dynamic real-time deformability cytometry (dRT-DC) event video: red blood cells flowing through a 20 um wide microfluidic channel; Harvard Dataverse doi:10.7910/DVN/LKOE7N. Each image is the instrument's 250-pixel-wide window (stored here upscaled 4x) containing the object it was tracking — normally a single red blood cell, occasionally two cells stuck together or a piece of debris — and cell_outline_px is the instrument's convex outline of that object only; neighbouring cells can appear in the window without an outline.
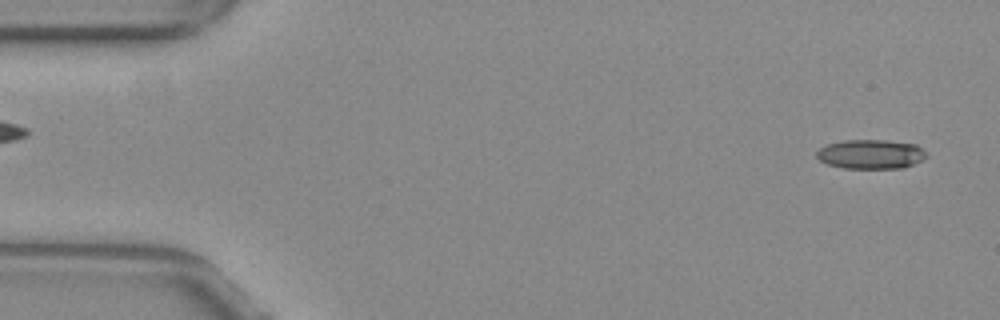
{"species": "common noctule bat (a hibernating species)", "species_latin": "Nyctalus noctula", "temperature_condition": "warm", "stored_images_in_passage": 49, "camera_frame_rate_fps": 3000, "um_per_image_px": 0.085, "animal": {"sex": "female", "body_mass_g": 29.2, "forearm_length_mm": 56.3}, "frame": {"image": 1, "passage_image": 2, "time_ms": 0.333, "image_size_px": [1000, 320], "cell_outline_px": [[928, 156], [904, 168], [844, 168], [828, 164], [820, 160], [816, 156], [816, 152], [820, 148], [828, 144], [844, 140], [884, 140], [916, 144]], "centroid_in_image_um": [74.0, 13.1], "position_along_channel_um": 11.0, "area_um2": 18.55}}
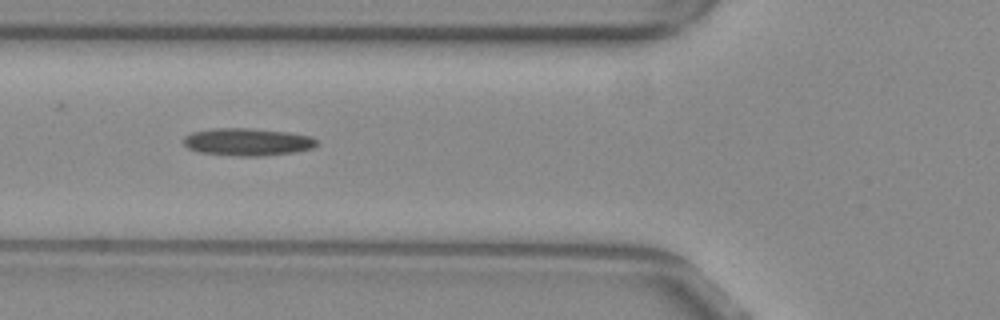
{"frame": {"image": 2, "passage_image": 19, "time_ms": 6.0, "image_size_px": [1000, 320], "cell_outline_px": [[316, 144], [312, 148], [292, 152], [260, 156], [236, 156], [196, 152], [188, 148], [184, 144], [184, 136], [192, 132], [212, 128], [252, 128], [288, 132], [312, 136], [316, 140]], "centroid_in_image_um": [20.99, 12.06], "position_along_channel_um": 104.8, "area_um2": 21.39}}
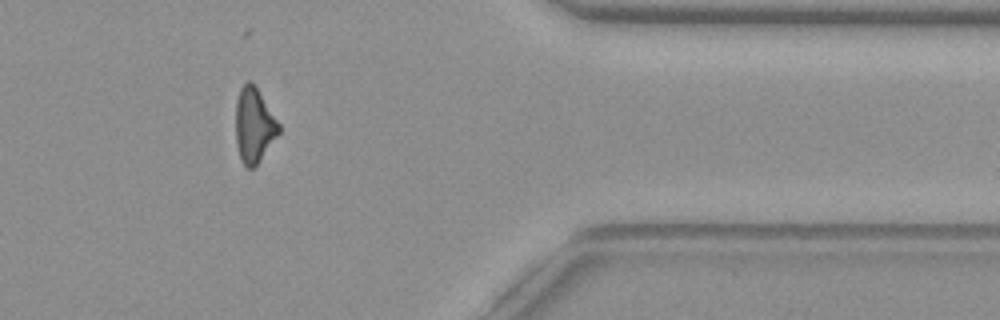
{"frame": {"image": 3, "passage_image": 43, "time_ms": 14.0, "image_size_px": [1000, 320], "cell_outline_px": [[280, 132], [260, 160], [252, 168], [248, 168], [244, 164], [240, 156], [236, 144], [236, 100], [240, 88], [248, 80], [252, 80], [280, 124]], "centroid_in_image_um": [21.59, 10.61], "position_along_channel_um": 389.8, "area_um2": 18.67}}